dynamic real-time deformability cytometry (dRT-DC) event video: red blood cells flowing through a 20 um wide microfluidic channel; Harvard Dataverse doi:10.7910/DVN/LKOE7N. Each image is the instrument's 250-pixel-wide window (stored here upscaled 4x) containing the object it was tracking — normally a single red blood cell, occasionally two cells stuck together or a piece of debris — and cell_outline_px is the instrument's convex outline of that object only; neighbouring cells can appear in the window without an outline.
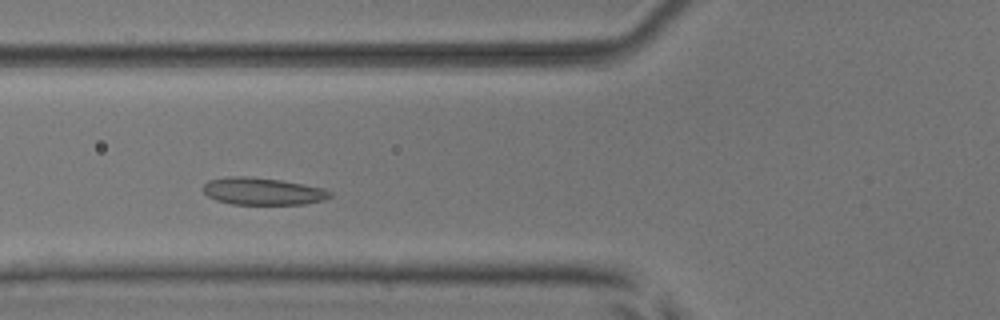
{"species": "common noctule bat (a hibernating species)", "species_latin": "Nyctalus noctula", "temperature_condition": "room temperature", "stored_images_in_passage": 43, "camera_frame_rate_fps": 3000, "um_per_image_px": 0.085, "animal": {"sex": "male", "body_mass_g": 17.9, "forearm_length_mm": 54.2}, "frame": {"image": 1, "passage_image": 5, "time_ms": 1.333, "image_size_px": [1000, 320], "cell_outline_px": [[332, 196], [324, 200], [304, 204], [232, 204], [216, 200], [208, 196], [204, 192], [204, 184], [208, 180], [228, 176], [244, 176], [280, 180], [324, 188], [332, 192]], "centroid_in_image_um": [22.33, 16.26], "position_along_channel_um": 103.5, "area_um2": 20.06}}
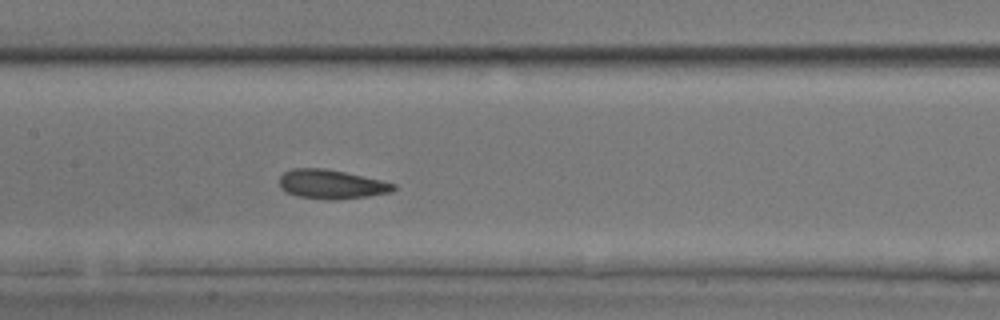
{"frame": {"image": 2, "passage_image": 11, "time_ms": 3.333, "image_size_px": [1000, 320], "cell_outline_px": [[396, 188], [392, 192], [368, 196], [332, 200], [296, 196], [284, 192], [280, 188], [280, 176], [284, 172], [292, 168], [324, 168], [344, 172], [380, 180], [396, 184]], "centroid_in_image_um": [28.14, 15.66], "position_along_channel_um": 179.3, "area_um2": 19.36}}
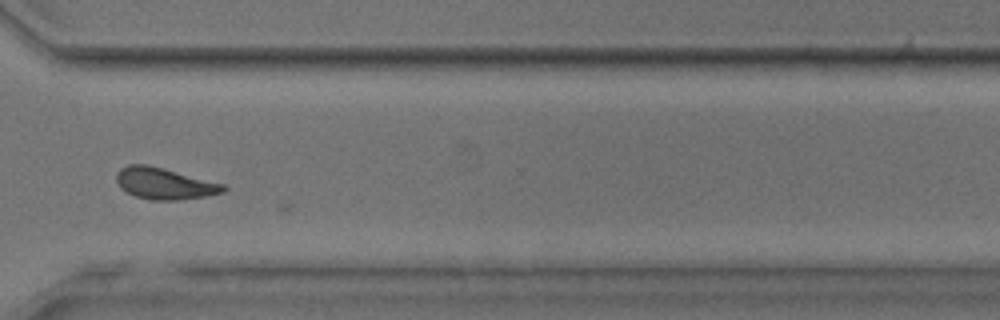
{"frame": {"image": 3, "passage_image": 25, "time_ms": 8.0, "image_size_px": [1000, 320], "cell_outline_px": [[228, 188], [224, 192], [208, 196], [180, 200], [152, 200], [136, 196], [120, 188], [116, 180], [116, 172], [120, 168], [128, 164], [148, 164], [164, 168], [224, 184]], "centroid_in_image_um": [13.98, 15.59], "position_along_channel_um": 356.6, "area_um2": 19.77}}